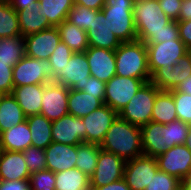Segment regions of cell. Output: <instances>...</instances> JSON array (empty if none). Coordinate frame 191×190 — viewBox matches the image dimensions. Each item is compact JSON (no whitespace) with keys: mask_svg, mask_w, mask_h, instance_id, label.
<instances>
[{"mask_svg":"<svg viewBox=\"0 0 191 190\" xmlns=\"http://www.w3.org/2000/svg\"><path fill=\"white\" fill-rule=\"evenodd\" d=\"M132 13L137 40L143 43L180 40L178 21L164 13L158 0H135Z\"/></svg>","mask_w":191,"mask_h":190,"instance_id":"cell-1","label":"cell"},{"mask_svg":"<svg viewBox=\"0 0 191 190\" xmlns=\"http://www.w3.org/2000/svg\"><path fill=\"white\" fill-rule=\"evenodd\" d=\"M100 148L125 161L142 156L141 128L118 116L106 132Z\"/></svg>","mask_w":191,"mask_h":190,"instance_id":"cell-2","label":"cell"},{"mask_svg":"<svg viewBox=\"0 0 191 190\" xmlns=\"http://www.w3.org/2000/svg\"><path fill=\"white\" fill-rule=\"evenodd\" d=\"M116 75L150 80L148 52L140 40L124 42L115 50Z\"/></svg>","mask_w":191,"mask_h":190,"instance_id":"cell-3","label":"cell"},{"mask_svg":"<svg viewBox=\"0 0 191 190\" xmlns=\"http://www.w3.org/2000/svg\"><path fill=\"white\" fill-rule=\"evenodd\" d=\"M135 0H105L101 11L104 13L110 30L121 43L137 40L133 18Z\"/></svg>","mask_w":191,"mask_h":190,"instance_id":"cell-4","label":"cell"},{"mask_svg":"<svg viewBox=\"0 0 191 190\" xmlns=\"http://www.w3.org/2000/svg\"><path fill=\"white\" fill-rule=\"evenodd\" d=\"M159 91L153 83H145L118 113L119 117L140 128L148 124L151 122L153 105Z\"/></svg>","mask_w":191,"mask_h":190,"instance_id":"cell-5","label":"cell"},{"mask_svg":"<svg viewBox=\"0 0 191 190\" xmlns=\"http://www.w3.org/2000/svg\"><path fill=\"white\" fill-rule=\"evenodd\" d=\"M54 79V73L48 60L35 59L25 55L13 67L14 87L46 84Z\"/></svg>","mask_w":191,"mask_h":190,"instance_id":"cell-6","label":"cell"},{"mask_svg":"<svg viewBox=\"0 0 191 190\" xmlns=\"http://www.w3.org/2000/svg\"><path fill=\"white\" fill-rule=\"evenodd\" d=\"M147 82L150 80L115 75L106 82L104 104L119 113Z\"/></svg>","mask_w":191,"mask_h":190,"instance_id":"cell-7","label":"cell"},{"mask_svg":"<svg viewBox=\"0 0 191 190\" xmlns=\"http://www.w3.org/2000/svg\"><path fill=\"white\" fill-rule=\"evenodd\" d=\"M148 52V67L152 75L161 67L173 66L190 50L181 40H167L161 43H145Z\"/></svg>","mask_w":191,"mask_h":190,"instance_id":"cell-8","label":"cell"},{"mask_svg":"<svg viewBox=\"0 0 191 190\" xmlns=\"http://www.w3.org/2000/svg\"><path fill=\"white\" fill-rule=\"evenodd\" d=\"M125 164L126 161L123 158L101 149L94 174L90 177V188L121 180L124 176Z\"/></svg>","mask_w":191,"mask_h":190,"instance_id":"cell-9","label":"cell"},{"mask_svg":"<svg viewBox=\"0 0 191 190\" xmlns=\"http://www.w3.org/2000/svg\"><path fill=\"white\" fill-rule=\"evenodd\" d=\"M158 170L156 157L142 155L126 161L123 179L131 190H144Z\"/></svg>","mask_w":191,"mask_h":190,"instance_id":"cell-10","label":"cell"},{"mask_svg":"<svg viewBox=\"0 0 191 190\" xmlns=\"http://www.w3.org/2000/svg\"><path fill=\"white\" fill-rule=\"evenodd\" d=\"M191 76V51L182 56L175 65L157 69L150 78L159 90L171 91Z\"/></svg>","mask_w":191,"mask_h":190,"instance_id":"cell-11","label":"cell"},{"mask_svg":"<svg viewBox=\"0 0 191 190\" xmlns=\"http://www.w3.org/2000/svg\"><path fill=\"white\" fill-rule=\"evenodd\" d=\"M69 88L57 82L46 83L43 90L40 114L51 122L60 119L68 112Z\"/></svg>","mask_w":191,"mask_h":190,"instance_id":"cell-12","label":"cell"},{"mask_svg":"<svg viewBox=\"0 0 191 190\" xmlns=\"http://www.w3.org/2000/svg\"><path fill=\"white\" fill-rule=\"evenodd\" d=\"M118 116V112L104 104L82 117L84 130H86V142L100 145L105 138L106 132Z\"/></svg>","mask_w":191,"mask_h":190,"instance_id":"cell-13","label":"cell"},{"mask_svg":"<svg viewBox=\"0 0 191 190\" xmlns=\"http://www.w3.org/2000/svg\"><path fill=\"white\" fill-rule=\"evenodd\" d=\"M90 76V66L85 52H77L73 53L69 63L65 65L64 69L52 81L62 84L69 89L81 91V85L88 81Z\"/></svg>","mask_w":191,"mask_h":190,"instance_id":"cell-14","label":"cell"},{"mask_svg":"<svg viewBox=\"0 0 191 190\" xmlns=\"http://www.w3.org/2000/svg\"><path fill=\"white\" fill-rule=\"evenodd\" d=\"M52 142L78 145L86 142V130L82 118L67 114L52 122Z\"/></svg>","mask_w":191,"mask_h":190,"instance_id":"cell-15","label":"cell"},{"mask_svg":"<svg viewBox=\"0 0 191 190\" xmlns=\"http://www.w3.org/2000/svg\"><path fill=\"white\" fill-rule=\"evenodd\" d=\"M158 168L181 180L191 171V151L185 145H175L156 157Z\"/></svg>","mask_w":191,"mask_h":190,"instance_id":"cell-16","label":"cell"},{"mask_svg":"<svg viewBox=\"0 0 191 190\" xmlns=\"http://www.w3.org/2000/svg\"><path fill=\"white\" fill-rule=\"evenodd\" d=\"M25 40L26 55L48 60L61 41L58 29L52 27L23 37Z\"/></svg>","mask_w":191,"mask_h":190,"instance_id":"cell-17","label":"cell"},{"mask_svg":"<svg viewBox=\"0 0 191 190\" xmlns=\"http://www.w3.org/2000/svg\"><path fill=\"white\" fill-rule=\"evenodd\" d=\"M89 47L105 48L115 51L121 42L113 31L110 30L104 13L92 9V22L86 31Z\"/></svg>","mask_w":191,"mask_h":190,"instance_id":"cell-18","label":"cell"},{"mask_svg":"<svg viewBox=\"0 0 191 190\" xmlns=\"http://www.w3.org/2000/svg\"><path fill=\"white\" fill-rule=\"evenodd\" d=\"M85 54L90 66L91 76L108 82L116 75L115 51L105 48L88 47Z\"/></svg>","mask_w":191,"mask_h":190,"instance_id":"cell-19","label":"cell"},{"mask_svg":"<svg viewBox=\"0 0 191 190\" xmlns=\"http://www.w3.org/2000/svg\"><path fill=\"white\" fill-rule=\"evenodd\" d=\"M77 145L52 142L45 149L46 169L57 173L75 168Z\"/></svg>","mask_w":191,"mask_h":190,"instance_id":"cell-20","label":"cell"},{"mask_svg":"<svg viewBox=\"0 0 191 190\" xmlns=\"http://www.w3.org/2000/svg\"><path fill=\"white\" fill-rule=\"evenodd\" d=\"M141 140L143 155L157 157L166 152V127L161 123L149 122L141 127Z\"/></svg>","mask_w":191,"mask_h":190,"instance_id":"cell-21","label":"cell"},{"mask_svg":"<svg viewBox=\"0 0 191 190\" xmlns=\"http://www.w3.org/2000/svg\"><path fill=\"white\" fill-rule=\"evenodd\" d=\"M30 172L24 155L18 151L0 152V181L29 180Z\"/></svg>","mask_w":191,"mask_h":190,"instance_id":"cell-22","label":"cell"},{"mask_svg":"<svg viewBox=\"0 0 191 190\" xmlns=\"http://www.w3.org/2000/svg\"><path fill=\"white\" fill-rule=\"evenodd\" d=\"M45 85L46 84H32L13 88L12 95L27 117L40 114Z\"/></svg>","mask_w":191,"mask_h":190,"instance_id":"cell-23","label":"cell"},{"mask_svg":"<svg viewBox=\"0 0 191 190\" xmlns=\"http://www.w3.org/2000/svg\"><path fill=\"white\" fill-rule=\"evenodd\" d=\"M39 11V3H33L21 11H16L22 37L54 27L47 17L39 14Z\"/></svg>","mask_w":191,"mask_h":190,"instance_id":"cell-24","label":"cell"},{"mask_svg":"<svg viewBox=\"0 0 191 190\" xmlns=\"http://www.w3.org/2000/svg\"><path fill=\"white\" fill-rule=\"evenodd\" d=\"M30 146L31 132L26 120L0 134L1 150L23 152Z\"/></svg>","mask_w":191,"mask_h":190,"instance_id":"cell-25","label":"cell"},{"mask_svg":"<svg viewBox=\"0 0 191 190\" xmlns=\"http://www.w3.org/2000/svg\"><path fill=\"white\" fill-rule=\"evenodd\" d=\"M27 116L12 94L0 97V134L25 121Z\"/></svg>","mask_w":191,"mask_h":190,"instance_id":"cell-26","label":"cell"},{"mask_svg":"<svg viewBox=\"0 0 191 190\" xmlns=\"http://www.w3.org/2000/svg\"><path fill=\"white\" fill-rule=\"evenodd\" d=\"M104 103L96 98V95H89L83 91L69 89L68 112L70 115L82 118L94 110L100 108Z\"/></svg>","mask_w":191,"mask_h":190,"instance_id":"cell-27","label":"cell"},{"mask_svg":"<svg viewBox=\"0 0 191 190\" xmlns=\"http://www.w3.org/2000/svg\"><path fill=\"white\" fill-rule=\"evenodd\" d=\"M31 132V146L46 149L52 143V122L41 114L26 118Z\"/></svg>","mask_w":191,"mask_h":190,"instance_id":"cell-28","label":"cell"},{"mask_svg":"<svg viewBox=\"0 0 191 190\" xmlns=\"http://www.w3.org/2000/svg\"><path fill=\"white\" fill-rule=\"evenodd\" d=\"M61 42L65 43L74 53L85 52L88 47V37L86 31L78 28L67 19L57 25Z\"/></svg>","mask_w":191,"mask_h":190,"instance_id":"cell-29","label":"cell"},{"mask_svg":"<svg viewBox=\"0 0 191 190\" xmlns=\"http://www.w3.org/2000/svg\"><path fill=\"white\" fill-rule=\"evenodd\" d=\"M177 119L172 91L160 90L155 98L151 121L165 125Z\"/></svg>","mask_w":191,"mask_h":190,"instance_id":"cell-30","label":"cell"},{"mask_svg":"<svg viewBox=\"0 0 191 190\" xmlns=\"http://www.w3.org/2000/svg\"><path fill=\"white\" fill-rule=\"evenodd\" d=\"M39 14L48 18L56 27L67 19L69 11L74 7V0H38Z\"/></svg>","mask_w":191,"mask_h":190,"instance_id":"cell-31","label":"cell"},{"mask_svg":"<svg viewBox=\"0 0 191 190\" xmlns=\"http://www.w3.org/2000/svg\"><path fill=\"white\" fill-rule=\"evenodd\" d=\"M55 190H91L90 177L77 168L55 173Z\"/></svg>","mask_w":191,"mask_h":190,"instance_id":"cell-32","label":"cell"},{"mask_svg":"<svg viewBox=\"0 0 191 190\" xmlns=\"http://www.w3.org/2000/svg\"><path fill=\"white\" fill-rule=\"evenodd\" d=\"M100 151V145L97 144L88 142L78 144L75 168L91 177L94 174Z\"/></svg>","mask_w":191,"mask_h":190,"instance_id":"cell-33","label":"cell"},{"mask_svg":"<svg viewBox=\"0 0 191 190\" xmlns=\"http://www.w3.org/2000/svg\"><path fill=\"white\" fill-rule=\"evenodd\" d=\"M25 55V40L22 36L0 38V61L14 67Z\"/></svg>","mask_w":191,"mask_h":190,"instance_id":"cell-34","label":"cell"},{"mask_svg":"<svg viewBox=\"0 0 191 190\" xmlns=\"http://www.w3.org/2000/svg\"><path fill=\"white\" fill-rule=\"evenodd\" d=\"M22 36L18 14L10 3H0V38Z\"/></svg>","mask_w":191,"mask_h":190,"instance_id":"cell-35","label":"cell"},{"mask_svg":"<svg viewBox=\"0 0 191 190\" xmlns=\"http://www.w3.org/2000/svg\"><path fill=\"white\" fill-rule=\"evenodd\" d=\"M166 127L167 146L184 145L190 128L189 124L175 120L164 125Z\"/></svg>","mask_w":191,"mask_h":190,"instance_id":"cell-36","label":"cell"},{"mask_svg":"<svg viewBox=\"0 0 191 190\" xmlns=\"http://www.w3.org/2000/svg\"><path fill=\"white\" fill-rule=\"evenodd\" d=\"M180 183L177 177L158 170L144 190H180Z\"/></svg>","mask_w":191,"mask_h":190,"instance_id":"cell-37","label":"cell"},{"mask_svg":"<svg viewBox=\"0 0 191 190\" xmlns=\"http://www.w3.org/2000/svg\"><path fill=\"white\" fill-rule=\"evenodd\" d=\"M30 174L46 169L45 150L30 146L23 152Z\"/></svg>","mask_w":191,"mask_h":190,"instance_id":"cell-38","label":"cell"},{"mask_svg":"<svg viewBox=\"0 0 191 190\" xmlns=\"http://www.w3.org/2000/svg\"><path fill=\"white\" fill-rule=\"evenodd\" d=\"M73 51L63 42H59L53 54L49 56V63L52 67L54 77L64 69L65 65L69 63Z\"/></svg>","mask_w":191,"mask_h":190,"instance_id":"cell-39","label":"cell"},{"mask_svg":"<svg viewBox=\"0 0 191 190\" xmlns=\"http://www.w3.org/2000/svg\"><path fill=\"white\" fill-rule=\"evenodd\" d=\"M55 173L45 169L30 174L31 190H55Z\"/></svg>","mask_w":191,"mask_h":190,"instance_id":"cell-40","label":"cell"},{"mask_svg":"<svg viewBox=\"0 0 191 190\" xmlns=\"http://www.w3.org/2000/svg\"><path fill=\"white\" fill-rule=\"evenodd\" d=\"M173 93L178 120L191 125V96L189 94L171 90Z\"/></svg>","mask_w":191,"mask_h":190,"instance_id":"cell-41","label":"cell"},{"mask_svg":"<svg viewBox=\"0 0 191 190\" xmlns=\"http://www.w3.org/2000/svg\"><path fill=\"white\" fill-rule=\"evenodd\" d=\"M67 20L78 28L87 31L92 22V9L74 4V7L68 13Z\"/></svg>","mask_w":191,"mask_h":190,"instance_id":"cell-42","label":"cell"},{"mask_svg":"<svg viewBox=\"0 0 191 190\" xmlns=\"http://www.w3.org/2000/svg\"><path fill=\"white\" fill-rule=\"evenodd\" d=\"M13 88V67L0 61V93L12 94Z\"/></svg>","mask_w":191,"mask_h":190,"instance_id":"cell-43","label":"cell"},{"mask_svg":"<svg viewBox=\"0 0 191 190\" xmlns=\"http://www.w3.org/2000/svg\"><path fill=\"white\" fill-rule=\"evenodd\" d=\"M105 89H106V82L98 80L97 78L90 76L88 81H85L81 85V91L96 95V98L100 99L104 103V96H105Z\"/></svg>","mask_w":191,"mask_h":190,"instance_id":"cell-44","label":"cell"},{"mask_svg":"<svg viewBox=\"0 0 191 190\" xmlns=\"http://www.w3.org/2000/svg\"><path fill=\"white\" fill-rule=\"evenodd\" d=\"M182 0H158V3L164 13L171 19L177 20L180 13Z\"/></svg>","mask_w":191,"mask_h":190,"instance_id":"cell-45","label":"cell"},{"mask_svg":"<svg viewBox=\"0 0 191 190\" xmlns=\"http://www.w3.org/2000/svg\"><path fill=\"white\" fill-rule=\"evenodd\" d=\"M180 40L191 51V20L178 21Z\"/></svg>","mask_w":191,"mask_h":190,"instance_id":"cell-46","label":"cell"},{"mask_svg":"<svg viewBox=\"0 0 191 190\" xmlns=\"http://www.w3.org/2000/svg\"><path fill=\"white\" fill-rule=\"evenodd\" d=\"M0 190H31L29 180L0 181Z\"/></svg>","mask_w":191,"mask_h":190,"instance_id":"cell-47","label":"cell"},{"mask_svg":"<svg viewBox=\"0 0 191 190\" xmlns=\"http://www.w3.org/2000/svg\"><path fill=\"white\" fill-rule=\"evenodd\" d=\"M90 189L91 190H131L123 178L119 181L107 184L105 186H100V187L90 188Z\"/></svg>","mask_w":191,"mask_h":190,"instance_id":"cell-48","label":"cell"},{"mask_svg":"<svg viewBox=\"0 0 191 190\" xmlns=\"http://www.w3.org/2000/svg\"><path fill=\"white\" fill-rule=\"evenodd\" d=\"M191 20V0H182L178 21Z\"/></svg>","mask_w":191,"mask_h":190,"instance_id":"cell-49","label":"cell"},{"mask_svg":"<svg viewBox=\"0 0 191 190\" xmlns=\"http://www.w3.org/2000/svg\"><path fill=\"white\" fill-rule=\"evenodd\" d=\"M74 4L86 6L89 9L100 10L105 5V0H74Z\"/></svg>","mask_w":191,"mask_h":190,"instance_id":"cell-50","label":"cell"},{"mask_svg":"<svg viewBox=\"0 0 191 190\" xmlns=\"http://www.w3.org/2000/svg\"><path fill=\"white\" fill-rule=\"evenodd\" d=\"M33 3H38V0H11L10 5L15 11H21L28 5H33Z\"/></svg>","mask_w":191,"mask_h":190,"instance_id":"cell-51","label":"cell"},{"mask_svg":"<svg viewBox=\"0 0 191 190\" xmlns=\"http://www.w3.org/2000/svg\"><path fill=\"white\" fill-rule=\"evenodd\" d=\"M176 90L178 92H183L191 96V76L187 77L185 81L180 83Z\"/></svg>","mask_w":191,"mask_h":190,"instance_id":"cell-52","label":"cell"},{"mask_svg":"<svg viewBox=\"0 0 191 190\" xmlns=\"http://www.w3.org/2000/svg\"><path fill=\"white\" fill-rule=\"evenodd\" d=\"M180 190H191V171L181 179Z\"/></svg>","mask_w":191,"mask_h":190,"instance_id":"cell-53","label":"cell"},{"mask_svg":"<svg viewBox=\"0 0 191 190\" xmlns=\"http://www.w3.org/2000/svg\"><path fill=\"white\" fill-rule=\"evenodd\" d=\"M184 145L191 151V125Z\"/></svg>","mask_w":191,"mask_h":190,"instance_id":"cell-54","label":"cell"},{"mask_svg":"<svg viewBox=\"0 0 191 190\" xmlns=\"http://www.w3.org/2000/svg\"><path fill=\"white\" fill-rule=\"evenodd\" d=\"M11 0H0V3H10Z\"/></svg>","mask_w":191,"mask_h":190,"instance_id":"cell-55","label":"cell"}]
</instances>
